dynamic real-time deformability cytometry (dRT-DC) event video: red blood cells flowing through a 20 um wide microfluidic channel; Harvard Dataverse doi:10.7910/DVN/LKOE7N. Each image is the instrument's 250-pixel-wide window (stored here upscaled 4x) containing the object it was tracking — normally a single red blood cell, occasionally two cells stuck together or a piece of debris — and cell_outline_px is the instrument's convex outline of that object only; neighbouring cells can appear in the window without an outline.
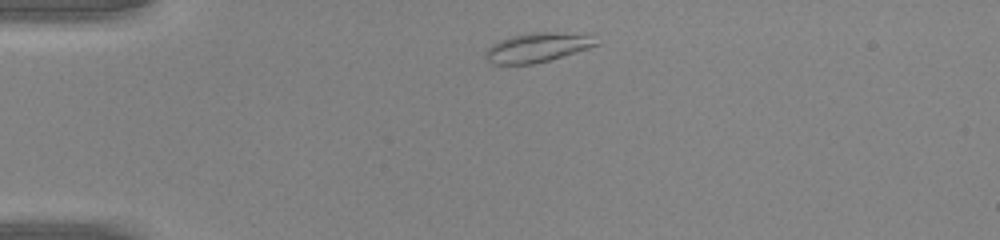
{"species": "common noctule bat (a hibernating species)", "species_latin": "Nyctalus noctula", "temperature_condition": "warm", "stored_images_in_passage": 38, "camera_frame_rate_fps": 3000, "um_per_image_px": 0.085, "animal": {"sex": "male", "body_mass_g": 20.0, "forearm_length_mm": 53.3}, "frame": {"image": 1, "passage_image": 3, "time_ms": 0.667, "image_size_px": [1000, 240], "cell_outline_px": [[600, 44], [552, 60], [532, 64], [492, 64], [484, 56], [484, 52], [492, 44], [500, 40], [512, 36], [532, 32], [596, 32]], "centroid_in_image_um": [45.82, 4.0], "position_along_channel_um": 39.2, "area_um2": 19.65}}
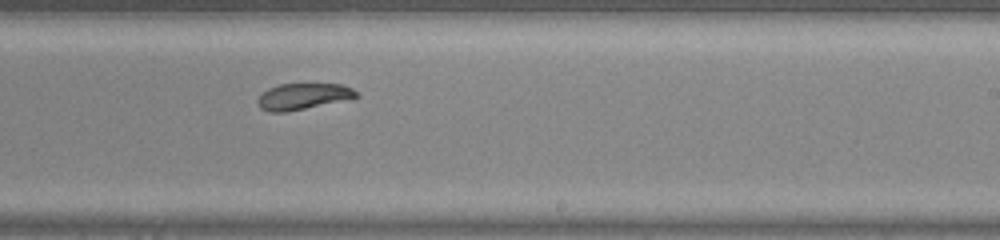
{"frame": {"image": 2, "passage_image": 21, "time_ms": 6.667, "image_size_px": [1000, 240], "cell_outline_px": [[360, 96], [304, 108], [284, 112], [268, 112], [260, 108], [256, 104], [256, 100], [268, 88], [280, 84], [340, 84], [352, 88]], "centroid_in_image_um": [25.69, 8.19], "position_along_channel_um": 263.3, "area_um2": 14.74}}
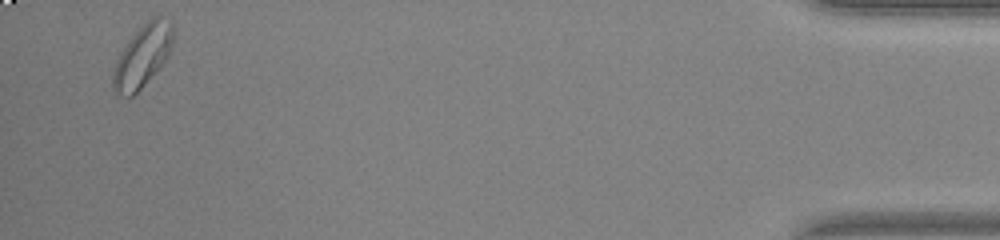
{"frame": {"image": 3, "passage_image": 37, "time_ms": 12.0, "image_size_px": [1000, 240], "cell_outline_px": [[176, 32], [172, 52], [156, 72], [132, 96], [120, 96], [112, 88], [112, 72], [116, 60], [120, 52], [128, 40], [152, 16], [160, 16], [172, 20]], "centroid_in_image_um": [12.17, 4.71], "position_along_channel_um": 423.0, "area_um2": 22.31}}